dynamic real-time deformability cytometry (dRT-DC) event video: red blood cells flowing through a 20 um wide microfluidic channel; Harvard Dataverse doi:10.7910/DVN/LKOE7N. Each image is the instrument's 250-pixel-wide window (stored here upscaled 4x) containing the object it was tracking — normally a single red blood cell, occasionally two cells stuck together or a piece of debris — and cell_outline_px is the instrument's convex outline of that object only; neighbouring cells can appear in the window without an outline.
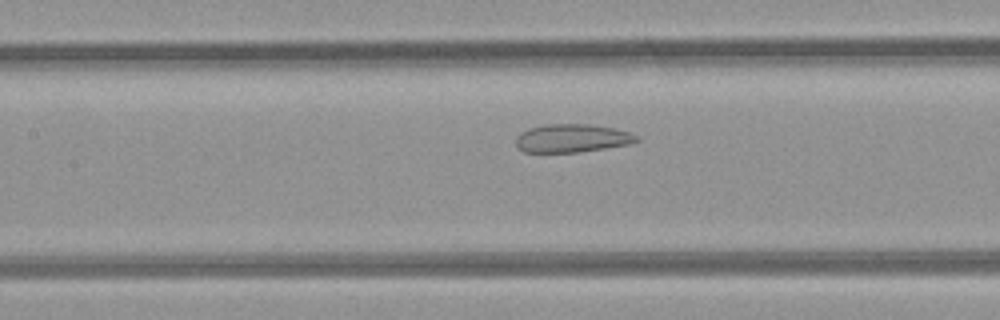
{"species": "common noctule bat (a hibernating species)", "species_latin": "Nyctalus noctula", "temperature_condition": "room temperature", "stored_images_in_passage": 34, "camera_frame_rate_fps": 3000, "um_per_image_px": 0.085, "animal": {"sex": "female", "body_mass_g": 21.9}, "frame": {"image": 1, "passage_image": 16, "time_ms": 5.0, "image_size_px": [1000, 320], "cell_outline_px": [[640, 140], [632, 144], [580, 152], [524, 152], [516, 148], [516, 136], [520, 132], [528, 128], [544, 124], [588, 124], [612, 128], [628, 132], [640, 136]], "centroid_in_image_um": [48.61, 11.75], "position_along_channel_um": 158.8, "area_um2": 20.11}}
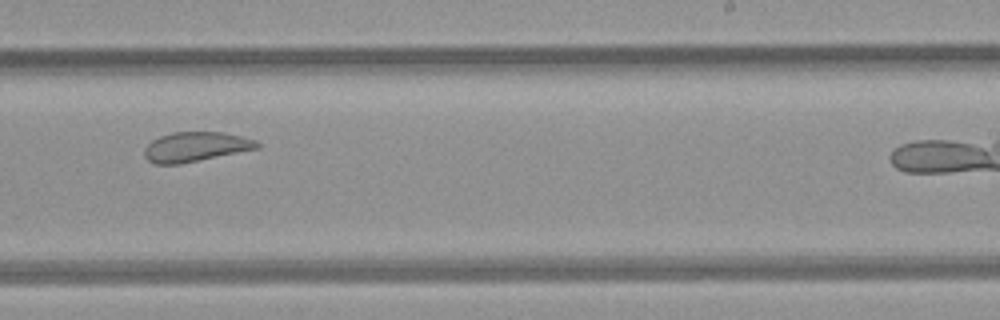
{"frame": {"image": 2, "passage_image": 24, "time_ms": 7.667, "image_size_px": [1000, 320], "cell_outline_px": [[260, 148], [180, 164], [152, 164], [144, 156], [144, 148], [152, 140], [160, 136], [172, 132], [224, 132], [256, 140], [260, 144]], "centroid_in_image_um": [16.61, 12.48], "position_along_channel_um": 272.4, "area_um2": 19.54}}
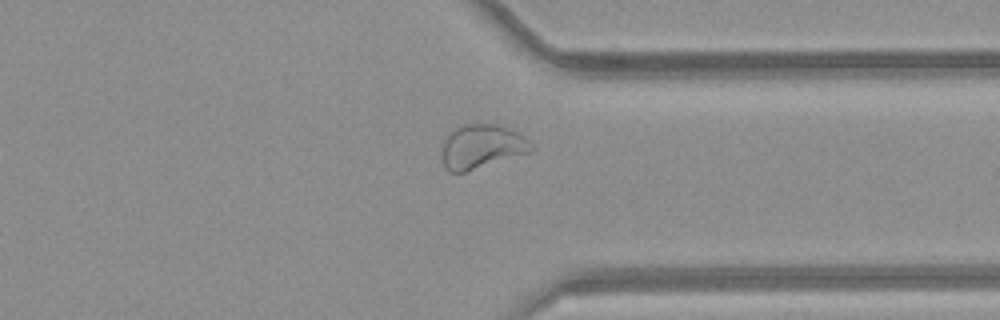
{"frame": {"image": 3, "passage_image": 31, "time_ms": 10.0, "image_size_px": [1000, 320], "cell_outline_px": [[536, 148], [532, 152], [464, 172], [448, 172], [444, 164], [440, 152], [444, 140], [456, 124], [496, 124], [508, 128], [524, 136]], "centroid_in_image_um": [40.93, 12.45], "position_along_channel_um": 370.5, "area_um2": 23.24}}